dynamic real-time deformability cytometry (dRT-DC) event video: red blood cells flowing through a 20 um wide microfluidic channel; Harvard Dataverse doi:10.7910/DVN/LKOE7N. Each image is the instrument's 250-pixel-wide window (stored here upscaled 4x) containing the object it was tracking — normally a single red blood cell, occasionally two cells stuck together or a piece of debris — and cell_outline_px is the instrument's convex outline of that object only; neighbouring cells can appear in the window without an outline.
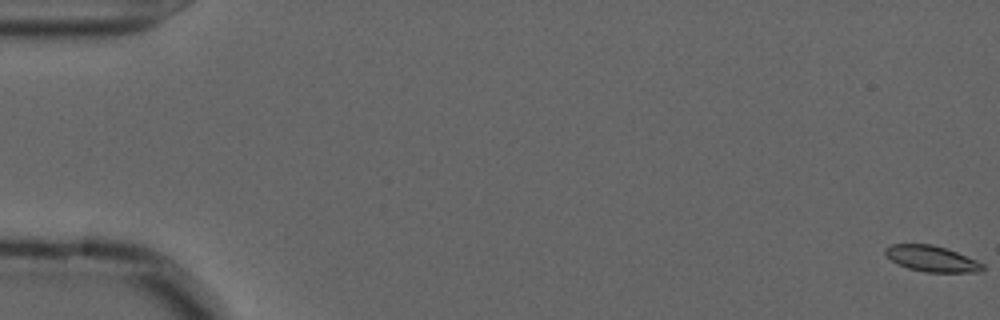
{"species": "common noctule bat (a hibernating species)", "species_latin": "Nyctalus noctula", "temperature_condition": "cold", "stored_images_in_passage": 58, "camera_frame_rate_fps": 3000, "um_per_image_px": 0.085, "animal": {"sex": "male", "forearm_length_mm": 52.5}, "frame": {"image": 1, "passage_image": 1, "time_ms": 0.0, "image_size_px": [1000, 320], "cell_outline_px": [[984, 272], [924, 272], [908, 268], [892, 260], [884, 252], [884, 248], [892, 244], [932, 244], [956, 252], [976, 260], [984, 264]], "centroid_in_image_um": [79.22, 21.99], "position_along_channel_um": 5.8, "area_um2": 14.57}}
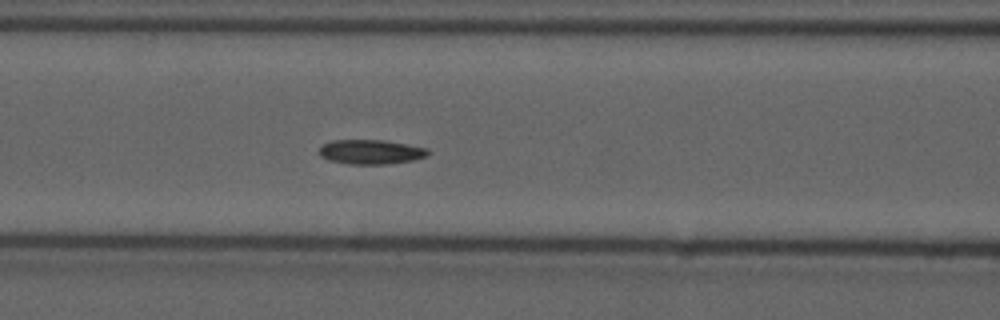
{"frame": {"image": 2, "passage_image": 25, "time_ms": 8.0, "image_size_px": [1000, 320], "cell_outline_px": [[428, 156], [412, 160], [384, 164], [348, 164], [328, 160], [320, 156], [320, 148], [324, 144], [332, 140], [384, 140], [408, 144], [428, 148]], "centroid_in_image_um": [31.52, 12.91], "position_along_channel_um": 135.1, "area_um2": 15.49}}
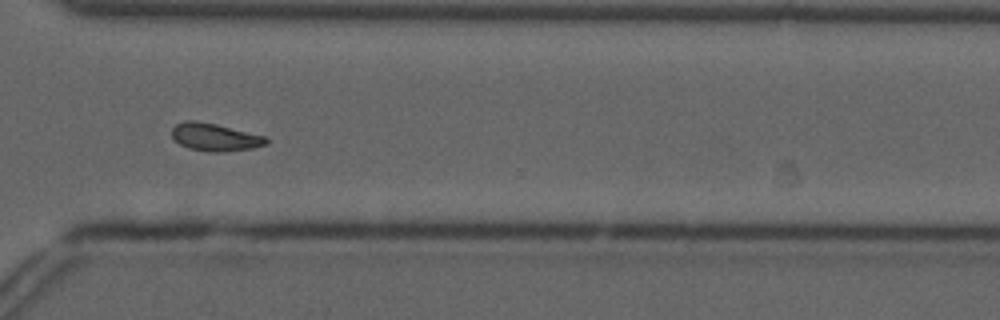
{"frame": {"image": 3, "passage_image": 43, "time_ms": 14.0, "image_size_px": [1000, 320], "cell_outline_px": [[268, 144], [252, 148], [220, 152], [208, 152], [188, 148], [180, 144], [172, 136], [172, 128], [176, 124], [184, 120], [196, 120], [216, 124], [268, 136]], "centroid_in_image_um": [18.29, 11.65], "position_along_channel_um": 352.3, "area_um2": 15.37}, "authors_computed_cell_mechanics": {"area_um2": 15.1147, "velocity_mm_per_s": 3.6174, "shape_relaxation_time_tau1_ms": null, "shape_relaxation_time_tau2_ms": 8.04, "deformation_change_tau1": null, "deformation_change_tau2": 0.1141}}